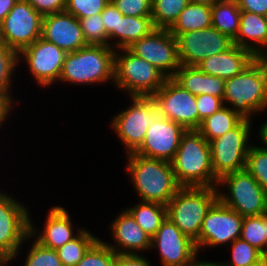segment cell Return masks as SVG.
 <instances>
[{"mask_svg":"<svg viewBox=\"0 0 267 266\" xmlns=\"http://www.w3.org/2000/svg\"><path fill=\"white\" fill-rule=\"evenodd\" d=\"M259 134V138L262 142L261 144L264 145L262 148L267 150V122L261 125Z\"/></svg>","mask_w":267,"mask_h":266,"instance_id":"48","label":"cell"},{"mask_svg":"<svg viewBox=\"0 0 267 266\" xmlns=\"http://www.w3.org/2000/svg\"><path fill=\"white\" fill-rule=\"evenodd\" d=\"M217 187H181L168 202L167 217L193 241L208 210L218 200Z\"/></svg>","mask_w":267,"mask_h":266,"instance_id":"5","label":"cell"},{"mask_svg":"<svg viewBox=\"0 0 267 266\" xmlns=\"http://www.w3.org/2000/svg\"><path fill=\"white\" fill-rule=\"evenodd\" d=\"M132 104L113 117L111 126L127 152H135L143 143L147 129L160 116L151 97H131Z\"/></svg>","mask_w":267,"mask_h":266,"instance_id":"10","label":"cell"},{"mask_svg":"<svg viewBox=\"0 0 267 266\" xmlns=\"http://www.w3.org/2000/svg\"><path fill=\"white\" fill-rule=\"evenodd\" d=\"M113 5L127 16H152V0H110Z\"/></svg>","mask_w":267,"mask_h":266,"instance_id":"41","label":"cell"},{"mask_svg":"<svg viewBox=\"0 0 267 266\" xmlns=\"http://www.w3.org/2000/svg\"><path fill=\"white\" fill-rule=\"evenodd\" d=\"M14 98L6 91L0 89V128L12 111ZM10 111V112H9ZM9 113V114H8Z\"/></svg>","mask_w":267,"mask_h":266,"instance_id":"46","label":"cell"},{"mask_svg":"<svg viewBox=\"0 0 267 266\" xmlns=\"http://www.w3.org/2000/svg\"><path fill=\"white\" fill-rule=\"evenodd\" d=\"M171 165L181 187H217L209 142L197 129L186 130Z\"/></svg>","mask_w":267,"mask_h":266,"instance_id":"1","label":"cell"},{"mask_svg":"<svg viewBox=\"0 0 267 266\" xmlns=\"http://www.w3.org/2000/svg\"><path fill=\"white\" fill-rule=\"evenodd\" d=\"M43 16L65 11L66 0H27Z\"/></svg>","mask_w":267,"mask_h":266,"instance_id":"43","label":"cell"},{"mask_svg":"<svg viewBox=\"0 0 267 266\" xmlns=\"http://www.w3.org/2000/svg\"><path fill=\"white\" fill-rule=\"evenodd\" d=\"M41 38L66 52L87 46L79 19L66 11L43 17Z\"/></svg>","mask_w":267,"mask_h":266,"instance_id":"19","label":"cell"},{"mask_svg":"<svg viewBox=\"0 0 267 266\" xmlns=\"http://www.w3.org/2000/svg\"><path fill=\"white\" fill-rule=\"evenodd\" d=\"M159 250L163 266H189L197 257L198 250L189 236L166 217L151 240V248Z\"/></svg>","mask_w":267,"mask_h":266,"instance_id":"17","label":"cell"},{"mask_svg":"<svg viewBox=\"0 0 267 266\" xmlns=\"http://www.w3.org/2000/svg\"><path fill=\"white\" fill-rule=\"evenodd\" d=\"M223 103L248 120L267 108V58H256L241 73L225 80Z\"/></svg>","mask_w":267,"mask_h":266,"instance_id":"2","label":"cell"},{"mask_svg":"<svg viewBox=\"0 0 267 266\" xmlns=\"http://www.w3.org/2000/svg\"><path fill=\"white\" fill-rule=\"evenodd\" d=\"M250 266H267V255H264L262 258H260Z\"/></svg>","mask_w":267,"mask_h":266,"instance_id":"50","label":"cell"},{"mask_svg":"<svg viewBox=\"0 0 267 266\" xmlns=\"http://www.w3.org/2000/svg\"><path fill=\"white\" fill-rule=\"evenodd\" d=\"M191 2H195V3H204V4H209V5H214L216 2L220 1V0H190Z\"/></svg>","mask_w":267,"mask_h":266,"instance_id":"51","label":"cell"},{"mask_svg":"<svg viewBox=\"0 0 267 266\" xmlns=\"http://www.w3.org/2000/svg\"><path fill=\"white\" fill-rule=\"evenodd\" d=\"M181 65L196 66L202 60L225 52L234 42L213 26L181 33L176 37Z\"/></svg>","mask_w":267,"mask_h":266,"instance_id":"15","label":"cell"},{"mask_svg":"<svg viewBox=\"0 0 267 266\" xmlns=\"http://www.w3.org/2000/svg\"><path fill=\"white\" fill-rule=\"evenodd\" d=\"M251 120L243 119L235 128L209 142L215 177L245 169L249 144Z\"/></svg>","mask_w":267,"mask_h":266,"instance_id":"9","label":"cell"},{"mask_svg":"<svg viewBox=\"0 0 267 266\" xmlns=\"http://www.w3.org/2000/svg\"><path fill=\"white\" fill-rule=\"evenodd\" d=\"M243 219L244 217L238 212L224 205L218 199L204 217L199 238L195 241L198 252L202 247L231 244L239 239Z\"/></svg>","mask_w":267,"mask_h":266,"instance_id":"13","label":"cell"},{"mask_svg":"<svg viewBox=\"0 0 267 266\" xmlns=\"http://www.w3.org/2000/svg\"><path fill=\"white\" fill-rule=\"evenodd\" d=\"M43 17L27 0H18L0 24V42L19 53L41 37Z\"/></svg>","mask_w":267,"mask_h":266,"instance_id":"11","label":"cell"},{"mask_svg":"<svg viewBox=\"0 0 267 266\" xmlns=\"http://www.w3.org/2000/svg\"><path fill=\"white\" fill-rule=\"evenodd\" d=\"M241 10L237 0H220L212 5V26L234 40L239 32Z\"/></svg>","mask_w":267,"mask_h":266,"instance_id":"26","label":"cell"},{"mask_svg":"<svg viewBox=\"0 0 267 266\" xmlns=\"http://www.w3.org/2000/svg\"><path fill=\"white\" fill-rule=\"evenodd\" d=\"M6 192H0V262L8 264L19 255L30 235V212Z\"/></svg>","mask_w":267,"mask_h":266,"instance_id":"7","label":"cell"},{"mask_svg":"<svg viewBox=\"0 0 267 266\" xmlns=\"http://www.w3.org/2000/svg\"><path fill=\"white\" fill-rule=\"evenodd\" d=\"M151 98L156 103L160 116L181 124L186 130L200 127L202 120L198 115L196 96L182 88L172 78H167Z\"/></svg>","mask_w":267,"mask_h":266,"instance_id":"12","label":"cell"},{"mask_svg":"<svg viewBox=\"0 0 267 266\" xmlns=\"http://www.w3.org/2000/svg\"><path fill=\"white\" fill-rule=\"evenodd\" d=\"M243 118L227 105L222 106L211 116L206 117L197 129L210 142L235 128Z\"/></svg>","mask_w":267,"mask_h":266,"instance_id":"28","label":"cell"},{"mask_svg":"<svg viewBox=\"0 0 267 266\" xmlns=\"http://www.w3.org/2000/svg\"><path fill=\"white\" fill-rule=\"evenodd\" d=\"M113 244H107L116 254H138L137 252L151 249L152 238L148 236L137 224L132 215L122 210L119 216L111 222Z\"/></svg>","mask_w":267,"mask_h":266,"instance_id":"20","label":"cell"},{"mask_svg":"<svg viewBox=\"0 0 267 266\" xmlns=\"http://www.w3.org/2000/svg\"><path fill=\"white\" fill-rule=\"evenodd\" d=\"M98 239L90 231L83 229L76 238L57 248L62 266H76Z\"/></svg>","mask_w":267,"mask_h":266,"instance_id":"30","label":"cell"},{"mask_svg":"<svg viewBox=\"0 0 267 266\" xmlns=\"http://www.w3.org/2000/svg\"><path fill=\"white\" fill-rule=\"evenodd\" d=\"M172 79L194 96L209 94L223 100L225 80L205 74L197 66L181 65Z\"/></svg>","mask_w":267,"mask_h":266,"instance_id":"24","label":"cell"},{"mask_svg":"<svg viewBox=\"0 0 267 266\" xmlns=\"http://www.w3.org/2000/svg\"><path fill=\"white\" fill-rule=\"evenodd\" d=\"M127 172L141 201L167 205L181 188L171 162L147 158L138 154H127Z\"/></svg>","mask_w":267,"mask_h":266,"instance_id":"3","label":"cell"},{"mask_svg":"<svg viewBox=\"0 0 267 266\" xmlns=\"http://www.w3.org/2000/svg\"><path fill=\"white\" fill-rule=\"evenodd\" d=\"M211 8L212 6L209 4L190 1L179 14L177 20L168 29L169 32L177 37L181 33L211 27Z\"/></svg>","mask_w":267,"mask_h":266,"instance_id":"25","label":"cell"},{"mask_svg":"<svg viewBox=\"0 0 267 266\" xmlns=\"http://www.w3.org/2000/svg\"><path fill=\"white\" fill-rule=\"evenodd\" d=\"M137 222L138 226L151 238L167 217V206L157 202L140 201L126 209Z\"/></svg>","mask_w":267,"mask_h":266,"instance_id":"27","label":"cell"},{"mask_svg":"<svg viewBox=\"0 0 267 266\" xmlns=\"http://www.w3.org/2000/svg\"><path fill=\"white\" fill-rule=\"evenodd\" d=\"M32 243L24 266H62L56 250L47 248L36 240Z\"/></svg>","mask_w":267,"mask_h":266,"instance_id":"38","label":"cell"},{"mask_svg":"<svg viewBox=\"0 0 267 266\" xmlns=\"http://www.w3.org/2000/svg\"><path fill=\"white\" fill-rule=\"evenodd\" d=\"M128 49L152 64L167 78H172L181 66L176 37L168 29L156 28Z\"/></svg>","mask_w":267,"mask_h":266,"instance_id":"14","label":"cell"},{"mask_svg":"<svg viewBox=\"0 0 267 266\" xmlns=\"http://www.w3.org/2000/svg\"><path fill=\"white\" fill-rule=\"evenodd\" d=\"M110 0H66L65 11L78 19L101 14Z\"/></svg>","mask_w":267,"mask_h":266,"instance_id":"39","label":"cell"},{"mask_svg":"<svg viewBox=\"0 0 267 266\" xmlns=\"http://www.w3.org/2000/svg\"><path fill=\"white\" fill-rule=\"evenodd\" d=\"M233 42L256 58H267V17L241 11L239 32Z\"/></svg>","mask_w":267,"mask_h":266,"instance_id":"23","label":"cell"},{"mask_svg":"<svg viewBox=\"0 0 267 266\" xmlns=\"http://www.w3.org/2000/svg\"><path fill=\"white\" fill-rule=\"evenodd\" d=\"M166 79L160 70L128 48L115 50L114 84L130 97H151Z\"/></svg>","mask_w":267,"mask_h":266,"instance_id":"6","label":"cell"},{"mask_svg":"<svg viewBox=\"0 0 267 266\" xmlns=\"http://www.w3.org/2000/svg\"><path fill=\"white\" fill-rule=\"evenodd\" d=\"M116 253L98 239L76 266H116Z\"/></svg>","mask_w":267,"mask_h":266,"instance_id":"34","label":"cell"},{"mask_svg":"<svg viewBox=\"0 0 267 266\" xmlns=\"http://www.w3.org/2000/svg\"><path fill=\"white\" fill-rule=\"evenodd\" d=\"M196 106L199 118L203 121L224 106L223 100L209 94L196 96Z\"/></svg>","mask_w":267,"mask_h":266,"instance_id":"42","label":"cell"},{"mask_svg":"<svg viewBox=\"0 0 267 266\" xmlns=\"http://www.w3.org/2000/svg\"><path fill=\"white\" fill-rule=\"evenodd\" d=\"M123 14L110 1L101 13L103 25L109 38V46L118 50V24ZM112 39L114 40V43ZM116 39V41H115ZM111 43V44H110Z\"/></svg>","mask_w":267,"mask_h":266,"instance_id":"40","label":"cell"},{"mask_svg":"<svg viewBox=\"0 0 267 266\" xmlns=\"http://www.w3.org/2000/svg\"><path fill=\"white\" fill-rule=\"evenodd\" d=\"M18 0H0V24Z\"/></svg>","mask_w":267,"mask_h":266,"instance_id":"47","label":"cell"},{"mask_svg":"<svg viewBox=\"0 0 267 266\" xmlns=\"http://www.w3.org/2000/svg\"><path fill=\"white\" fill-rule=\"evenodd\" d=\"M189 266H223V264L222 262L200 261L196 258Z\"/></svg>","mask_w":267,"mask_h":266,"instance_id":"49","label":"cell"},{"mask_svg":"<svg viewBox=\"0 0 267 266\" xmlns=\"http://www.w3.org/2000/svg\"><path fill=\"white\" fill-rule=\"evenodd\" d=\"M256 56L235 44L225 52L210 56L196 66L205 74L228 80L241 73Z\"/></svg>","mask_w":267,"mask_h":266,"instance_id":"22","label":"cell"},{"mask_svg":"<svg viewBox=\"0 0 267 266\" xmlns=\"http://www.w3.org/2000/svg\"><path fill=\"white\" fill-rule=\"evenodd\" d=\"M220 185L227 188V194L218 189V199L242 217L265 213L267 192L246 169L223 176L217 188Z\"/></svg>","mask_w":267,"mask_h":266,"instance_id":"8","label":"cell"},{"mask_svg":"<svg viewBox=\"0 0 267 266\" xmlns=\"http://www.w3.org/2000/svg\"><path fill=\"white\" fill-rule=\"evenodd\" d=\"M116 266H150V263L140 254H117Z\"/></svg>","mask_w":267,"mask_h":266,"instance_id":"45","label":"cell"},{"mask_svg":"<svg viewBox=\"0 0 267 266\" xmlns=\"http://www.w3.org/2000/svg\"><path fill=\"white\" fill-rule=\"evenodd\" d=\"M154 29L151 16L119 17L118 24V49L129 48L134 42L149 35Z\"/></svg>","mask_w":267,"mask_h":266,"instance_id":"29","label":"cell"},{"mask_svg":"<svg viewBox=\"0 0 267 266\" xmlns=\"http://www.w3.org/2000/svg\"><path fill=\"white\" fill-rule=\"evenodd\" d=\"M245 169L267 192V150L255 144L248 150Z\"/></svg>","mask_w":267,"mask_h":266,"instance_id":"33","label":"cell"},{"mask_svg":"<svg viewBox=\"0 0 267 266\" xmlns=\"http://www.w3.org/2000/svg\"><path fill=\"white\" fill-rule=\"evenodd\" d=\"M240 239L256 247L266 255V216L265 214L257 216L244 217Z\"/></svg>","mask_w":267,"mask_h":266,"instance_id":"32","label":"cell"},{"mask_svg":"<svg viewBox=\"0 0 267 266\" xmlns=\"http://www.w3.org/2000/svg\"><path fill=\"white\" fill-rule=\"evenodd\" d=\"M230 247L232 259L223 262V266H250L264 256L260 250L240 238L231 243Z\"/></svg>","mask_w":267,"mask_h":266,"instance_id":"35","label":"cell"},{"mask_svg":"<svg viewBox=\"0 0 267 266\" xmlns=\"http://www.w3.org/2000/svg\"><path fill=\"white\" fill-rule=\"evenodd\" d=\"M115 49L103 45H87L67 52L59 81L76 85L114 82Z\"/></svg>","mask_w":267,"mask_h":266,"instance_id":"4","label":"cell"},{"mask_svg":"<svg viewBox=\"0 0 267 266\" xmlns=\"http://www.w3.org/2000/svg\"><path fill=\"white\" fill-rule=\"evenodd\" d=\"M66 54L54 43L40 37L18 53V61L24 58L36 82L48 87L59 81Z\"/></svg>","mask_w":267,"mask_h":266,"instance_id":"16","label":"cell"},{"mask_svg":"<svg viewBox=\"0 0 267 266\" xmlns=\"http://www.w3.org/2000/svg\"><path fill=\"white\" fill-rule=\"evenodd\" d=\"M265 216L267 217V198H266V206H265Z\"/></svg>","mask_w":267,"mask_h":266,"instance_id":"53","label":"cell"},{"mask_svg":"<svg viewBox=\"0 0 267 266\" xmlns=\"http://www.w3.org/2000/svg\"><path fill=\"white\" fill-rule=\"evenodd\" d=\"M237 2L241 11L267 17V0H237Z\"/></svg>","mask_w":267,"mask_h":266,"instance_id":"44","label":"cell"},{"mask_svg":"<svg viewBox=\"0 0 267 266\" xmlns=\"http://www.w3.org/2000/svg\"><path fill=\"white\" fill-rule=\"evenodd\" d=\"M190 0H152V21L155 28L169 29Z\"/></svg>","mask_w":267,"mask_h":266,"instance_id":"31","label":"cell"},{"mask_svg":"<svg viewBox=\"0 0 267 266\" xmlns=\"http://www.w3.org/2000/svg\"><path fill=\"white\" fill-rule=\"evenodd\" d=\"M266 255H267V217H266Z\"/></svg>","mask_w":267,"mask_h":266,"instance_id":"52","label":"cell"},{"mask_svg":"<svg viewBox=\"0 0 267 266\" xmlns=\"http://www.w3.org/2000/svg\"><path fill=\"white\" fill-rule=\"evenodd\" d=\"M185 131L181 124L159 116L147 129L143 143L134 153L171 162Z\"/></svg>","mask_w":267,"mask_h":266,"instance_id":"18","label":"cell"},{"mask_svg":"<svg viewBox=\"0 0 267 266\" xmlns=\"http://www.w3.org/2000/svg\"><path fill=\"white\" fill-rule=\"evenodd\" d=\"M17 63L19 64L18 53L0 42V89L9 95L12 88L11 79Z\"/></svg>","mask_w":267,"mask_h":266,"instance_id":"37","label":"cell"},{"mask_svg":"<svg viewBox=\"0 0 267 266\" xmlns=\"http://www.w3.org/2000/svg\"><path fill=\"white\" fill-rule=\"evenodd\" d=\"M87 45L109 46V38L102 22L101 14L79 19Z\"/></svg>","mask_w":267,"mask_h":266,"instance_id":"36","label":"cell"},{"mask_svg":"<svg viewBox=\"0 0 267 266\" xmlns=\"http://www.w3.org/2000/svg\"><path fill=\"white\" fill-rule=\"evenodd\" d=\"M70 218L64 207L55 206L50 209L42 232L39 233L36 230L37 228L34 227L30 219V235L36 237L35 240L41 245L56 250L76 238L83 230L82 228H78L76 229L77 234H74L73 224Z\"/></svg>","mask_w":267,"mask_h":266,"instance_id":"21","label":"cell"}]
</instances>
